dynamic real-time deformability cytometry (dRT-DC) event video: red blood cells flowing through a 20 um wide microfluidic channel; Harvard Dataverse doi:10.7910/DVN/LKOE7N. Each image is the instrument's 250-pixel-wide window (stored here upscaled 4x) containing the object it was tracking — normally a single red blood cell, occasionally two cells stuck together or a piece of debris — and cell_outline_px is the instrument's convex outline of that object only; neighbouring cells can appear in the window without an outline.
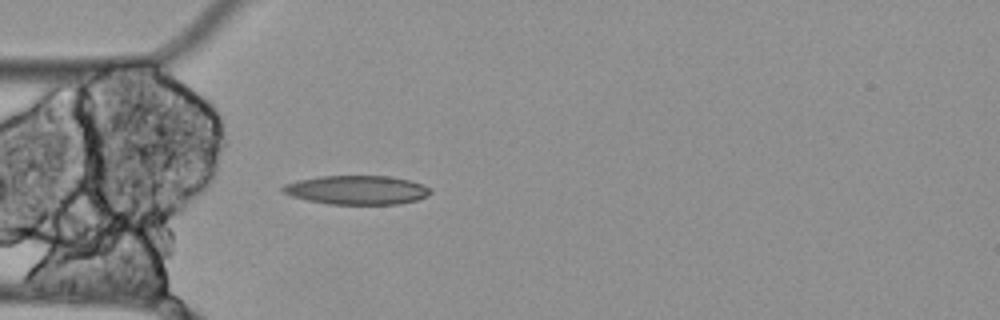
{"species": "Egyptian fruit bat (a non-hibernating species)", "species_latin": "Rousettus aegyptiacus", "temperature_condition": "cold", "stored_images_in_passage": 5, "camera_frame_rate_fps": 3000, "um_per_image_px": 0.085, "animal": {"sex": "female"}, "frame": {"image": 1, "passage_image": 5, "time_ms": 1.333, "image_size_px": [1000, 320], "cell_outline_px": [[432, 192], [416, 200], [400, 204], [328, 204], [308, 200], [292, 196], [284, 192], [280, 188], [284, 184], [296, 180], [320, 176], [392, 176], [424, 184], [432, 188]], "centroid_in_image_um": [30.34, 16.14], "position_along_channel_um": 54.7, "area_um2": 24.97}}